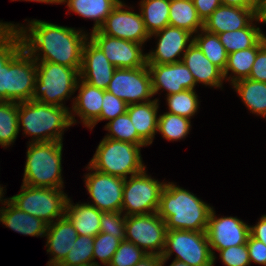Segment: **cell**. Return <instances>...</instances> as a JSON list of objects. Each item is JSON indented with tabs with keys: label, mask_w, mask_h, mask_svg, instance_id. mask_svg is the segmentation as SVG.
<instances>
[{
	"label": "cell",
	"mask_w": 266,
	"mask_h": 266,
	"mask_svg": "<svg viewBox=\"0 0 266 266\" xmlns=\"http://www.w3.org/2000/svg\"><path fill=\"white\" fill-rule=\"evenodd\" d=\"M0 208V222L6 227L23 235L45 237L48 224L42 219L23 212L8 198Z\"/></svg>",
	"instance_id": "obj_24"
},
{
	"label": "cell",
	"mask_w": 266,
	"mask_h": 266,
	"mask_svg": "<svg viewBox=\"0 0 266 266\" xmlns=\"http://www.w3.org/2000/svg\"><path fill=\"white\" fill-rule=\"evenodd\" d=\"M168 112L191 119L199 108L198 95L195 90H184L182 92L167 95Z\"/></svg>",
	"instance_id": "obj_37"
},
{
	"label": "cell",
	"mask_w": 266,
	"mask_h": 266,
	"mask_svg": "<svg viewBox=\"0 0 266 266\" xmlns=\"http://www.w3.org/2000/svg\"><path fill=\"white\" fill-rule=\"evenodd\" d=\"M159 99L128 105L127 113L135 127L137 134L151 145L158 131Z\"/></svg>",
	"instance_id": "obj_25"
},
{
	"label": "cell",
	"mask_w": 266,
	"mask_h": 266,
	"mask_svg": "<svg viewBox=\"0 0 266 266\" xmlns=\"http://www.w3.org/2000/svg\"><path fill=\"white\" fill-rule=\"evenodd\" d=\"M220 42L228 54L254 47L264 36L259 27L252 22L243 29L236 31H226L218 34Z\"/></svg>",
	"instance_id": "obj_32"
},
{
	"label": "cell",
	"mask_w": 266,
	"mask_h": 266,
	"mask_svg": "<svg viewBox=\"0 0 266 266\" xmlns=\"http://www.w3.org/2000/svg\"><path fill=\"white\" fill-rule=\"evenodd\" d=\"M27 26L0 22V27L18 30L24 50L35 61H49L81 69L82 49L89 38L87 33L36 19L29 21Z\"/></svg>",
	"instance_id": "obj_1"
},
{
	"label": "cell",
	"mask_w": 266,
	"mask_h": 266,
	"mask_svg": "<svg viewBox=\"0 0 266 266\" xmlns=\"http://www.w3.org/2000/svg\"><path fill=\"white\" fill-rule=\"evenodd\" d=\"M182 61L192 73L196 85L202 83L205 86L222 88L223 72L203 54L194 42L184 53Z\"/></svg>",
	"instance_id": "obj_23"
},
{
	"label": "cell",
	"mask_w": 266,
	"mask_h": 266,
	"mask_svg": "<svg viewBox=\"0 0 266 266\" xmlns=\"http://www.w3.org/2000/svg\"><path fill=\"white\" fill-rule=\"evenodd\" d=\"M37 79L32 100L40 103L66 107L63 101L76 91L80 69L49 61H36Z\"/></svg>",
	"instance_id": "obj_6"
},
{
	"label": "cell",
	"mask_w": 266,
	"mask_h": 266,
	"mask_svg": "<svg viewBox=\"0 0 266 266\" xmlns=\"http://www.w3.org/2000/svg\"><path fill=\"white\" fill-rule=\"evenodd\" d=\"M94 237L78 235L73 247L58 266L93 264Z\"/></svg>",
	"instance_id": "obj_38"
},
{
	"label": "cell",
	"mask_w": 266,
	"mask_h": 266,
	"mask_svg": "<svg viewBox=\"0 0 266 266\" xmlns=\"http://www.w3.org/2000/svg\"><path fill=\"white\" fill-rule=\"evenodd\" d=\"M199 18L204 22L216 8L222 5L221 0H193Z\"/></svg>",
	"instance_id": "obj_47"
},
{
	"label": "cell",
	"mask_w": 266,
	"mask_h": 266,
	"mask_svg": "<svg viewBox=\"0 0 266 266\" xmlns=\"http://www.w3.org/2000/svg\"><path fill=\"white\" fill-rule=\"evenodd\" d=\"M121 240L112 234L100 232L94 237V250H93V265L101 266L95 261L99 258L104 266H108L112 260V257L116 250L118 249Z\"/></svg>",
	"instance_id": "obj_39"
},
{
	"label": "cell",
	"mask_w": 266,
	"mask_h": 266,
	"mask_svg": "<svg viewBox=\"0 0 266 266\" xmlns=\"http://www.w3.org/2000/svg\"><path fill=\"white\" fill-rule=\"evenodd\" d=\"M147 145H136L104 137L96 148L89 165L102 173L127 179L146 169L140 149Z\"/></svg>",
	"instance_id": "obj_5"
},
{
	"label": "cell",
	"mask_w": 266,
	"mask_h": 266,
	"mask_svg": "<svg viewBox=\"0 0 266 266\" xmlns=\"http://www.w3.org/2000/svg\"><path fill=\"white\" fill-rule=\"evenodd\" d=\"M105 130L108 131L105 137L113 140L133 143L136 145H148L138 134L128 113L119 115L115 119L110 120Z\"/></svg>",
	"instance_id": "obj_35"
},
{
	"label": "cell",
	"mask_w": 266,
	"mask_h": 266,
	"mask_svg": "<svg viewBox=\"0 0 266 266\" xmlns=\"http://www.w3.org/2000/svg\"><path fill=\"white\" fill-rule=\"evenodd\" d=\"M192 35L185 29L170 25L153 33L150 37H158V42L155 50L146 53L147 64H171L182 61L184 53L193 43Z\"/></svg>",
	"instance_id": "obj_17"
},
{
	"label": "cell",
	"mask_w": 266,
	"mask_h": 266,
	"mask_svg": "<svg viewBox=\"0 0 266 266\" xmlns=\"http://www.w3.org/2000/svg\"><path fill=\"white\" fill-rule=\"evenodd\" d=\"M245 106L256 115L266 118V83L249 78L232 84Z\"/></svg>",
	"instance_id": "obj_29"
},
{
	"label": "cell",
	"mask_w": 266,
	"mask_h": 266,
	"mask_svg": "<svg viewBox=\"0 0 266 266\" xmlns=\"http://www.w3.org/2000/svg\"><path fill=\"white\" fill-rule=\"evenodd\" d=\"M116 67L113 66L104 52L89 38L82 49L80 78L90 85L106 90Z\"/></svg>",
	"instance_id": "obj_19"
},
{
	"label": "cell",
	"mask_w": 266,
	"mask_h": 266,
	"mask_svg": "<svg viewBox=\"0 0 266 266\" xmlns=\"http://www.w3.org/2000/svg\"><path fill=\"white\" fill-rule=\"evenodd\" d=\"M12 1H14V0H12ZM23 1H36V2H41V3H46V4L47 3H49V4H57V3L62 4L63 3L62 0H23Z\"/></svg>",
	"instance_id": "obj_53"
},
{
	"label": "cell",
	"mask_w": 266,
	"mask_h": 266,
	"mask_svg": "<svg viewBox=\"0 0 266 266\" xmlns=\"http://www.w3.org/2000/svg\"><path fill=\"white\" fill-rule=\"evenodd\" d=\"M266 44V35L254 46L228 54L226 68L223 72L224 80L231 84L249 77L257 52ZM231 71L229 77L228 74ZM233 74L234 76H232Z\"/></svg>",
	"instance_id": "obj_27"
},
{
	"label": "cell",
	"mask_w": 266,
	"mask_h": 266,
	"mask_svg": "<svg viewBox=\"0 0 266 266\" xmlns=\"http://www.w3.org/2000/svg\"><path fill=\"white\" fill-rule=\"evenodd\" d=\"M89 39L104 52L116 68H138L147 65V54L142 52L143 44L110 37L99 30L92 31Z\"/></svg>",
	"instance_id": "obj_14"
},
{
	"label": "cell",
	"mask_w": 266,
	"mask_h": 266,
	"mask_svg": "<svg viewBox=\"0 0 266 266\" xmlns=\"http://www.w3.org/2000/svg\"><path fill=\"white\" fill-rule=\"evenodd\" d=\"M200 32L195 36L193 35V42L215 66L224 72L228 53L220 42L219 36L204 29L200 30Z\"/></svg>",
	"instance_id": "obj_33"
},
{
	"label": "cell",
	"mask_w": 266,
	"mask_h": 266,
	"mask_svg": "<svg viewBox=\"0 0 266 266\" xmlns=\"http://www.w3.org/2000/svg\"><path fill=\"white\" fill-rule=\"evenodd\" d=\"M128 177L123 186L122 213L131 216L157 212L165 183L148 176L146 169Z\"/></svg>",
	"instance_id": "obj_9"
},
{
	"label": "cell",
	"mask_w": 266,
	"mask_h": 266,
	"mask_svg": "<svg viewBox=\"0 0 266 266\" xmlns=\"http://www.w3.org/2000/svg\"><path fill=\"white\" fill-rule=\"evenodd\" d=\"M166 231L165 221L157 212L131 215L127 216L125 223V240L134 243L147 254L162 255Z\"/></svg>",
	"instance_id": "obj_10"
},
{
	"label": "cell",
	"mask_w": 266,
	"mask_h": 266,
	"mask_svg": "<svg viewBox=\"0 0 266 266\" xmlns=\"http://www.w3.org/2000/svg\"><path fill=\"white\" fill-rule=\"evenodd\" d=\"M169 25L197 34L203 22L197 14L193 0H170Z\"/></svg>",
	"instance_id": "obj_30"
},
{
	"label": "cell",
	"mask_w": 266,
	"mask_h": 266,
	"mask_svg": "<svg viewBox=\"0 0 266 266\" xmlns=\"http://www.w3.org/2000/svg\"><path fill=\"white\" fill-rule=\"evenodd\" d=\"M222 5L241 8H260L261 0H221Z\"/></svg>",
	"instance_id": "obj_50"
},
{
	"label": "cell",
	"mask_w": 266,
	"mask_h": 266,
	"mask_svg": "<svg viewBox=\"0 0 266 266\" xmlns=\"http://www.w3.org/2000/svg\"><path fill=\"white\" fill-rule=\"evenodd\" d=\"M24 168V185L63 188L62 142L29 143Z\"/></svg>",
	"instance_id": "obj_4"
},
{
	"label": "cell",
	"mask_w": 266,
	"mask_h": 266,
	"mask_svg": "<svg viewBox=\"0 0 266 266\" xmlns=\"http://www.w3.org/2000/svg\"><path fill=\"white\" fill-rule=\"evenodd\" d=\"M6 80H7V64H5L0 70V97L3 101H6Z\"/></svg>",
	"instance_id": "obj_51"
},
{
	"label": "cell",
	"mask_w": 266,
	"mask_h": 266,
	"mask_svg": "<svg viewBox=\"0 0 266 266\" xmlns=\"http://www.w3.org/2000/svg\"><path fill=\"white\" fill-rule=\"evenodd\" d=\"M259 8H241L220 5L203 22V29L212 34L236 31L247 27L251 22H261Z\"/></svg>",
	"instance_id": "obj_20"
},
{
	"label": "cell",
	"mask_w": 266,
	"mask_h": 266,
	"mask_svg": "<svg viewBox=\"0 0 266 266\" xmlns=\"http://www.w3.org/2000/svg\"><path fill=\"white\" fill-rule=\"evenodd\" d=\"M23 47L16 28L0 27V70Z\"/></svg>",
	"instance_id": "obj_40"
},
{
	"label": "cell",
	"mask_w": 266,
	"mask_h": 266,
	"mask_svg": "<svg viewBox=\"0 0 266 266\" xmlns=\"http://www.w3.org/2000/svg\"><path fill=\"white\" fill-rule=\"evenodd\" d=\"M127 216L122 211H107L101 213L100 232L112 234L125 240V223Z\"/></svg>",
	"instance_id": "obj_42"
},
{
	"label": "cell",
	"mask_w": 266,
	"mask_h": 266,
	"mask_svg": "<svg viewBox=\"0 0 266 266\" xmlns=\"http://www.w3.org/2000/svg\"><path fill=\"white\" fill-rule=\"evenodd\" d=\"M146 255L147 253L134 243L122 240L108 266H134Z\"/></svg>",
	"instance_id": "obj_41"
},
{
	"label": "cell",
	"mask_w": 266,
	"mask_h": 266,
	"mask_svg": "<svg viewBox=\"0 0 266 266\" xmlns=\"http://www.w3.org/2000/svg\"><path fill=\"white\" fill-rule=\"evenodd\" d=\"M128 104L116 97L114 94H111L104 90V97L102 102V108L100 117L89 127L93 129L94 126L103 120H112L127 112Z\"/></svg>",
	"instance_id": "obj_43"
},
{
	"label": "cell",
	"mask_w": 266,
	"mask_h": 266,
	"mask_svg": "<svg viewBox=\"0 0 266 266\" xmlns=\"http://www.w3.org/2000/svg\"><path fill=\"white\" fill-rule=\"evenodd\" d=\"M189 118L165 112L158 117V131L168 141L184 139L190 131Z\"/></svg>",
	"instance_id": "obj_36"
},
{
	"label": "cell",
	"mask_w": 266,
	"mask_h": 266,
	"mask_svg": "<svg viewBox=\"0 0 266 266\" xmlns=\"http://www.w3.org/2000/svg\"><path fill=\"white\" fill-rule=\"evenodd\" d=\"M128 105L151 101V75L148 66L116 68L106 89Z\"/></svg>",
	"instance_id": "obj_11"
},
{
	"label": "cell",
	"mask_w": 266,
	"mask_h": 266,
	"mask_svg": "<svg viewBox=\"0 0 266 266\" xmlns=\"http://www.w3.org/2000/svg\"><path fill=\"white\" fill-rule=\"evenodd\" d=\"M8 199L23 212L51 224L65 216L68 195L62 188L32 187L22 184L20 193Z\"/></svg>",
	"instance_id": "obj_7"
},
{
	"label": "cell",
	"mask_w": 266,
	"mask_h": 266,
	"mask_svg": "<svg viewBox=\"0 0 266 266\" xmlns=\"http://www.w3.org/2000/svg\"><path fill=\"white\" fill-rule=\"evenodd\" d=\"M248 78L266 83V44L257 52Z\"/></svg>",
	"instance_id": "obj_46"
},
{
	"label": "cell",
	"mask_w": 266,
	"mask_h": 266,
	"mask_svg": "<svg viewBox=\"0 0 266 266\" xmlns=\"http://www.w3.org/2000/svg\"><path fill=\"white\" fill-rule=\"evenodd\" d=\"M246 245L248 249L250 264L251 262H254L256 264L266 266V245L261 241L253 238L251 235H249Z\"/></svg>",
	"instance_id": "obj_45"
},
{
	"label": "cell",
	"mask_w": 266,
	"mask_h": 266,
	"mask_svg": "<svg viewBox=\"0 0 266 266\" xmlns=\"http://www.w3.org/2000/svg\"><path fill=\"white\" fill-rule=\"evenodd\" d=\"M121 0H62L67 3L70 11L83 18L93 19L95 22L92 31L99 30L105 19Z\"/></svg>",
	"instance_id": "obj_28"
},
{
	"label": "cell",
	"mask_w": 266,
	"mask_h": 266,
	"mask_svg": "<svg viewBox=\"0 0 266 266\" xmlns=\"http://www.w3.org/2000/svg\"><path fill=\"white\" fill-rule=\"evenodd\" d=\"M225 266H249L250 259L246 244L217 250Z\"/></svg>",
	"instance_id": "obj_44"
},
{
	"label": "cell",
	"mask_w": 266,
	"mask_h": 266,
	"mask_svg": "<svg viewBox=\"0 0 266 266\" xmlns=\"http://www.w3.org/2000/svg\"><path fill=\"white\" fill-rule=\"evenodd\" d=\"M258 15L261 23L263 22V24H266V0L261 2Z\"/></svg>",
	"instance_id": "obj_52"
},
{
	"label": "cell",
	"mask_w": 266,
	"mask_h": 266,
	"mask_svg": "<svg viewBox=\"0 0 266 266\" xmlns=\"http://www.w3.org/2000/svg\"><path fill=\"white\" fill-rule=\"evenodd\" d=\"M212 208L188 190L165 182L157 213L167 229L206 231Z\"/></svg>",
	"instance_id": "obj_2"
},
{
	"label": "cell",
	"mask_w": 266,
	"mask_h": 266,
	"mask_svg": "<svg viewBox=\"0 0 266 266\" xmlns=\"http://www.w3.org/2000/svg\"><path fill=\"white\" fill-rule=\"evenodd\" d=\"M36 79V61L22 47L7 63L6 101L32 100Z\"/></svg>",
	"instance_id": "obj_12"
},
{
	"label": "cell",
	"mask_w": 266,
	"mask_h": 266,
	"mask_svg": "<svg viewBox=\"0 0 266 266\" xmlns=\"http://www.w3.org/2000/svg\"><path fill=\"white\" fill-rule=\"evenodd\" d=\"M166 261L161 255L147 254L134 266H164Z\"/></svg>",
	"instance_id": "obj_49"
},
{
	"label": "cell",
	"mask_w": 266,
	"mask_h": 266,
	"mask_svg": "<svg viewBox=\"0 0 266 266\" xmlns=\"http://www.w3.org/2000/svg\"><path fill=\"white\" fill-rule=\"evenodd\" d=\"M19 133L18 102L3 101L0 104V145L11 146Z\"/></svg>",
	"instance_id": "obj_34"
},
{
	"label": "cell",
	"mask_w": 266,
	"mask_h": 266,
	"mask_svg": "<svg viewBox=\"0 0 266 266\" xmlns=\"http://www.w3.org/2000/svg\"><path fill=\"white\" fill-rule=\"evenodd\" d=\"M87 169L92 171L84 180L91 205L102 212L121 211L125 179L99 172L89 164Z\"/></svg>",
	"instance_id": "obj_13"
},
{
	"label": "cell",
	"mask_w": 266,
	"mask_h": 266,
	"mask_svg": "<svg viewBox=\"0 0 266 266\" xmlns=\"http://www.w3.org/2000/svg\"><path fill=\"white\" fill-rule=\"evenodd\" d=\"M102 211L91 203L72 204L68 198L65 216L71 221L78 235L95 237L100 233Z\"/></svg>",
	"instance_id": "obj_26"
},
{
	"label": "cell",
	"mask_w": 266,
	"mask_h": 266,
	"mask_svg": "<svg viewBox=\"0 0 266 266\" xmlns=\"http://www.w3.org/2000/svg\"><path fill=\"white\" fill-rule=\"evenodd\" d=\"M45 236L48 247L46 251L54 256L48 261L47 266H58L73 247L78 233L71 221L63 216L48 224Z\"/></svg>",
	"instance_id": "obj_21"
},
{
	"label": "cell",
	"mask_w": 266,
	"mask_h": 266,
	"mask_svg": "<svg viewBox=\"0 0 266 266\" xmlns=\"http://www.w3.org/2000/svg\"><path fill=\"white\" fill-rule=\"evenodd\" d=\"M139 5L149 35L169 25L170 0H141Z\"/></svg>",
	"instance_id": "obj_31"
},
{
	"label": "cell",
	"mask_w": 266,
	"mask_h": 266,
	"mask_svg": "<svg viewBox=\"0 0 266 266\" xmlns=\"http://www.w3.org/2000/svg\"><path fill=\"white\" fill-rule=\"evenodd\" d=\"M176 252L174 260H179L189 266H213L206 231L170 230L166 231L165 248L162 258L167 260Z\"/></svg>",
	"instance_id": "obj_8"
},
{
	"label": "cell",
	"mask_w": 266,
	"mask_h": 266,
	"mask_svg": "<svg viewBox=\"0 0 266 266\" xmlns=\"http://www.w3.org/2000/svg\"><path fill=\"white\" fill-rule=\"evenodd\" d=\"M3 190H4V187H1V185H0V202L3 204L4 202H5V200H6V198L5 199H3V197H4V192H3ZM4 200V201H3Z\"/></svg>",
	"instance_id": "obj_55"
},
{
	"label": "cell",
	"mask_w": 266,
	"mask_h": 266,
	"mask_svg": "<svg viewBox=\"0 0 266 266\" xmlns=\"http://www.w3.org/2000/svg\"><path fill=\"white\" fill-rule=\"evenodd\" d=\"M77 89L78 95L72 103V112L75 114L70 112V119L72 125L76 124L75 115H78L83 125L89 128L100 117L104 90L90 85L81 78L77 82Z\"/></svg>",
	"instance_id": "obj_22"
},
{
	"label": "cell",
	"mask_w": 266,
	"mask_h": 266,
	"mask_svg": "<svg viewBox=\"0 0 266 266\" xmlns=\"http://www.w3.org/2000/svg\"><path fill=\"white\" fill-rule=\"evenodd\" d=\"M68 109L34 100L18 102L19 131L22 125L24 134L33 136L29 143L63 142V132L72 126Z\"/></svg>",
	"instance_id": "obj_3"
},
{
	"label": "cell",
	"mask_w": 266,
	"mask_h": 266,
	"mask_svg": "<svg viewBox=\"0 0 266 266\" xmlns=\"http://www.w3.org/2000/svg\"><path fill=\"white\" fill-rule=\"evenodd\" d=\"M125 7L124 2L120 1L105 19L99 31L110 37L144 44L151 37L146 30L141 13H135Z\"/></svg>",
	"instance_id": "obj_16"
},
{
	"label": "cell",
	"mask_w": 266,
	"mask_h": 266,
	"mask_svg": "<svg viewBox=\"0 0 266 266\" xmlns=\"http://www.w3.org/2000/svg\"><path fill=\"white\" fill-rule=\"evenodd\" d=\"M250 235L266 245V215H262L255 226H250Z\"/></svg>",
	"instance_id": "obj_48"
},
{
	"label": "cell",
	"mask_w": 266,
	"mask_h": 266,
	"mask_svg": "<svg viewBox=\"0 0 266 266\" xmlns=\"http://www.w3.org/2000/svg\"><path fill=\"white\" fill-rule=\"evenodd\" d=\"M151 75L152 92L166 90L167 95L192 90L196 82L183 61L171 64H147Z\"/></svg>",
	"instance_id": "obj_18"
},
{
	"label": "cell",
	"mask_w": 266,
	"mask_h": 266,
	"mask_svg": "<svg viewBox=\"0 0 266 266\" xmlns=\"http://www.w3.org/2000/svg\"><path fill=\"white\" fill-rule=\"evenodd\" d=\"M169 266H189V265L179 260H173Z\"/></svg>",
	"instance_id": "obj_54"
},
{
	"label": "cell",
	"mask_w": 266,
	"mask_h": 266,
	"mask_svg": "<svg viewBox=\"0 0 266 266\" xmlns=\"http://www.w3.org/2000/svg\"><path fill=\"white\" fill-rule=\"evenodd\" d=\"M78 266H95V265L89 264V265H78Z\"/></svg>",
	"instance_id": "obj_56"
},
{
	"label": "cell",
	"mask_w": 266,
	"mask_h": 266,
	"mask_svg": "<svg viewBox=\"0 0 266 266\" xmlns=\"http://www.w3.org/2000/svg\"><path fill=\"white\" fill-rule=\"evenodd\" d=\"M215 214L212 208L206 230L213 254V262L216 259L213 251L246 244L250 235V225L243 220L233 216L216 217Z\"/></svg>",
	"instance_id": "obj_15"
}]
</instances>
